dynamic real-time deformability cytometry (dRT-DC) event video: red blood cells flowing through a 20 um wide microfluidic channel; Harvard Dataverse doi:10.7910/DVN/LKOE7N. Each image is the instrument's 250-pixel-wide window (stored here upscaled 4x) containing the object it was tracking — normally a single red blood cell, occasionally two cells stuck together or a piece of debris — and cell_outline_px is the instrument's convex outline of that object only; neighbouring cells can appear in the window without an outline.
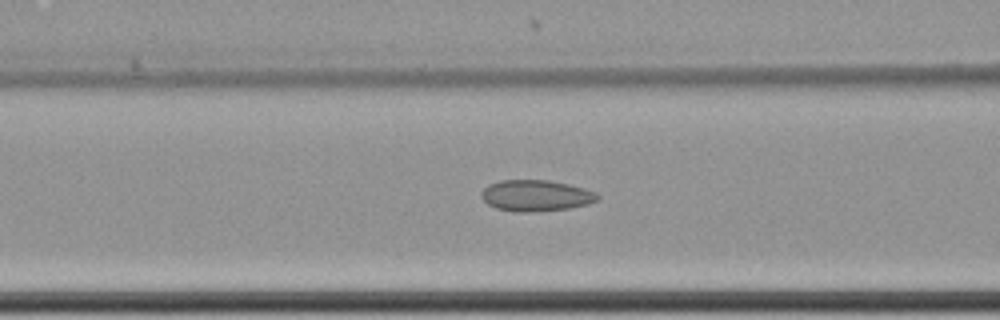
{"species": "common noctule bat (a hibernating species)", "species_latin": "Nyctalus noctula", "temperature_condition": "cold", "stored_images_in_passage": 27, "camera_frame_rate_fps": 3000, "um_per_image_px": 0.085, "animal": {"sex": "female", "body_mass_g": 22.7, "forearm_length_mm": 54.2}, "frame": {"image": 1, "passage_image": 5, "time_ms": 1.333, "image_size_px": [1000, 320], "cell_outline_px": [[600, 200], [588, 204], [568, 208], [536, 212], [512, 212], [496, 208], [488, 204], [480, 196], [480, 192], [488, 184], [500, 180], [548, 180], [568, 184], [584, 188], [596, 192], [600, 196]], "centroid_in_image_um": [45.55, 16.63], "position_along_channel_um": 121.1, "area_um2": 21.39}}
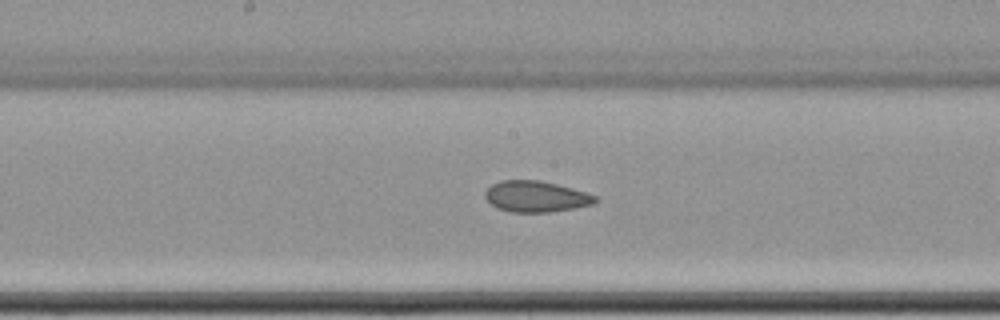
{"frame": {"image": 2, "passage_image": 12, "time_ms": 3.667, "image_size_px": [1000, 320], "cell_outline_px": [[600, 200], [592, 204], [572, 208], [548, 212], [512, 212], [496, 208], [484, 196], [484, 192], [492, 184], [500, 180], [540, 180], [572, 188], [596, 196]], "centroid_in_image_um": [45.53, 16.7], "position_along_channel_um": 202.7, "area_um2": 19.83}}
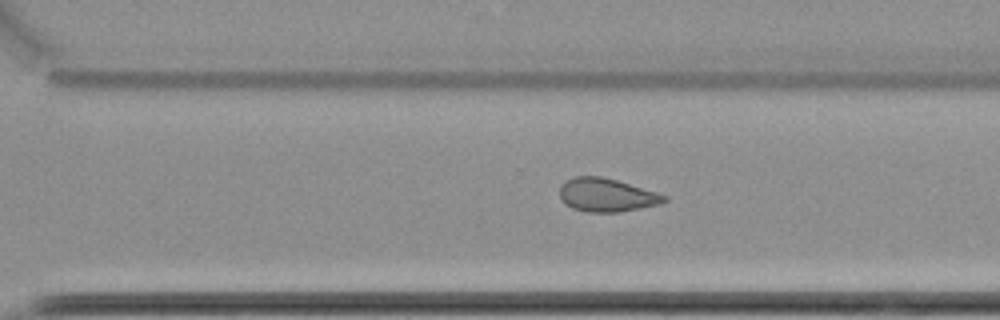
{"frame": {"image": 3, "passage_image": 22, "time_ms": 7.0, "image_size_px": [1000, 320], "cell_outline_px": [[668, 200], [660, 204], [620, 212], [588, 212], [572, 208], [564, 204], [560, 200], [560, 188], [572, 176], [600, 176], [616, 180], [656, 192], [668, 196]], "centroid_in_image_um": [51.56, 16.59], "position_along_channel_um": 319.0, "area_um2": 20.29}}